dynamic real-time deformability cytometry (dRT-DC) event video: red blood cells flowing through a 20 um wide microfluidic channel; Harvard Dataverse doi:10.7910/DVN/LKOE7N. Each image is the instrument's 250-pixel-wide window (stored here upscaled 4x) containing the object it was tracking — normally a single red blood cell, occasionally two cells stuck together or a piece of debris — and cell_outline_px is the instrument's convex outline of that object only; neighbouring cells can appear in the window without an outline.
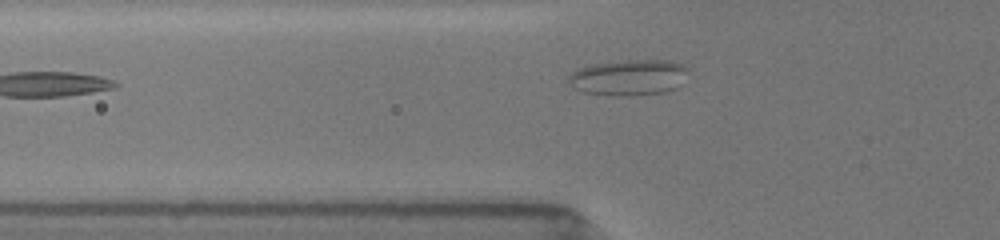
{"species": "common noctule bat (a hibernating species)", "species_latin": "Nyctalus noctula", "temperature_condition": "room temperature", "stored_images_in_passage": 5, "camera_frame_rate_fps": 3000, "um_per_image_px": 0.085, "animal": {"sex": "female", "body_mass_g": 19.5, "forearm_length_mm": 54.1}, "frame": {"image": 1, "passage_image": 5, "time_ms": 3.333, "image_size_px": [1000, 240], "cell_outline_px": [[684, 68], [676, 88], [664, 92], [628, 96], [608, 96], [584, 92], [572, 88], [568, 80], [568, 76], [572, 72], [580, 68], [592, 64], [620, 60], [668, 60], [680, 64]], "centroid_in_image_um": [53.3, 6.59], "position_along_channel_um": 72.5, "area_um2": 24.62}}